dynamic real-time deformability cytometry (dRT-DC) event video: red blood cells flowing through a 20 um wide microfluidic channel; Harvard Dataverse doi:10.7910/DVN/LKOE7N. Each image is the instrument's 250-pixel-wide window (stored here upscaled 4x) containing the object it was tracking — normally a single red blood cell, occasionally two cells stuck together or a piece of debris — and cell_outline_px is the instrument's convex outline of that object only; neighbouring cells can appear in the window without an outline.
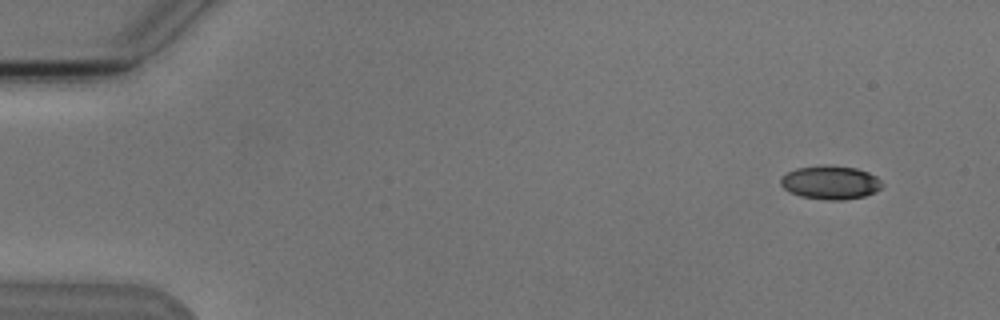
{"species": "Egyptian fruit bat (a non-hibernating species)", "species_latin": "Rousettus aegyptiacus", "temperature_condition": "cold", "stored_images_in_passage": 6, "camera_frame_rate_fps": 3000, "um_per_image_px": 0.085, "animal": {"sex": "male"}, "frame": {"image": 1, "passage_image": 1, "time_ms": 0.0, "image_size_px": [1000, 320], "cell_outline_px": [[884, 184], [876, 192], [864, 196], [844, 200], [828, 200], [800, 196], [784, 188], [780, 184], [780, 176], [796, 168], [824, 164], [856, 168], [868, 172], [876, 176]], "centroid_in_image_um": [70.59, 15.5], "position_along_channel_um": 14.4, "area_um2": 20.0}}